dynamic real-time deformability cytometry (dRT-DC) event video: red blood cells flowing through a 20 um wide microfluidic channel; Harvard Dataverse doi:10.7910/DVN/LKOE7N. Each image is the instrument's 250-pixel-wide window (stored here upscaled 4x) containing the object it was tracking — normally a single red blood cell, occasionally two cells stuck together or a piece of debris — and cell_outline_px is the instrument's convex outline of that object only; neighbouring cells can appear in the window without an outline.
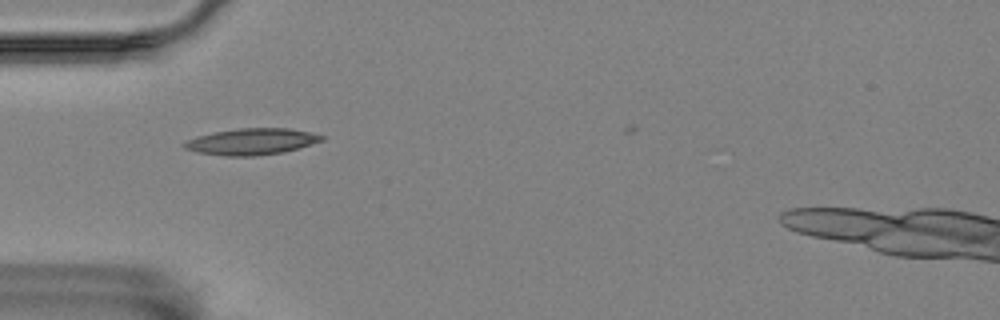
{"species": "Egyptian fruit bat (a non-hibernating species)", "species_latin": "Rousettus aegyptiacus", "temperature_condition": "room temperature", "stored_images_in_passage": 6, "camera_frame_rate_fps": 3000, "um_per_image_px": 0.085, "animal": {"sex": "female"}, "frame": {"image": 1, "passage_image": 1, "time_ms": 0.0, "image_size_px": [1000, 320], "cell_outline_px": [[324, 140], [284, 152], [256, 156], [224, 156], [196, 152], [184, 148], [180, 144], [196, 136], [216, 132], [240, 128], [292, 128], [312, 132], [324, 136]], "centroid_in_image_um": [21.38, 12.03], "position_along_channel_um": 63.6, "area_um2": 21.21}}
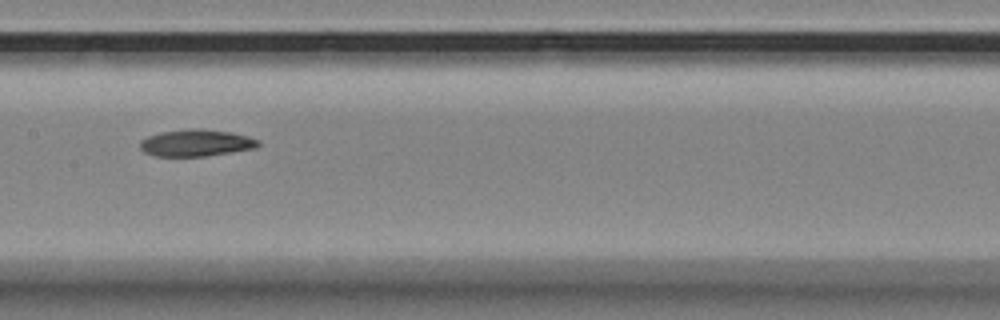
{"frame": {"image": 2, "passage_image": 4, "time_ms": 3.667, "image_size_px": [1000, 320], "cell_outline_px": [[260, 144], [256, 148], [232, 152], [204, 156], [152, 156], [144, 152], [140, 148], [140, 140], [148, 136], [160, 132], [188, 128], [200, 128], [232, 132], [248, 136], [260, 140]], "centroid_in_image_um": [16.67, 12.14], "position_along_channel_um": 190.7, "area_um2": 18.73}}
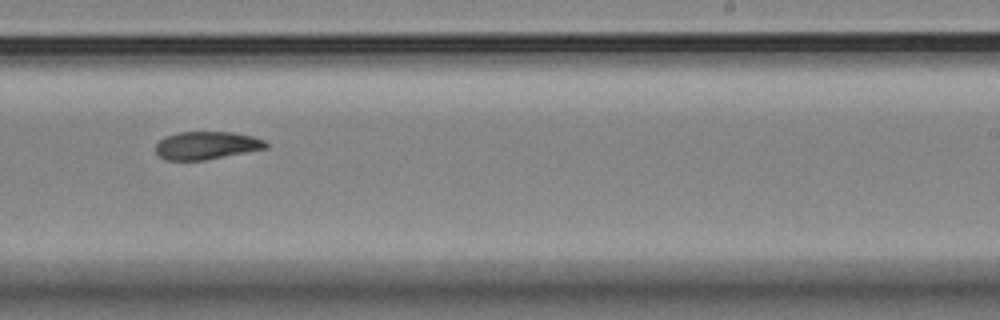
{"frame": {"image": 3, "passage_image": 6, "time_ms": 6.0, "image_size_px": [1000, 320], "cell_outline_px": [[268, 148], [204, 160], [164, 160], [156, 152], [156, 144], [164, 136], [180, 132], [232, 132], [252, 136], [264, 140], [268, 144]], "centroid_in_image_um": [17.55, 12.36], "position_along_channel_um": 271.5, "area_um2": 17.86}}